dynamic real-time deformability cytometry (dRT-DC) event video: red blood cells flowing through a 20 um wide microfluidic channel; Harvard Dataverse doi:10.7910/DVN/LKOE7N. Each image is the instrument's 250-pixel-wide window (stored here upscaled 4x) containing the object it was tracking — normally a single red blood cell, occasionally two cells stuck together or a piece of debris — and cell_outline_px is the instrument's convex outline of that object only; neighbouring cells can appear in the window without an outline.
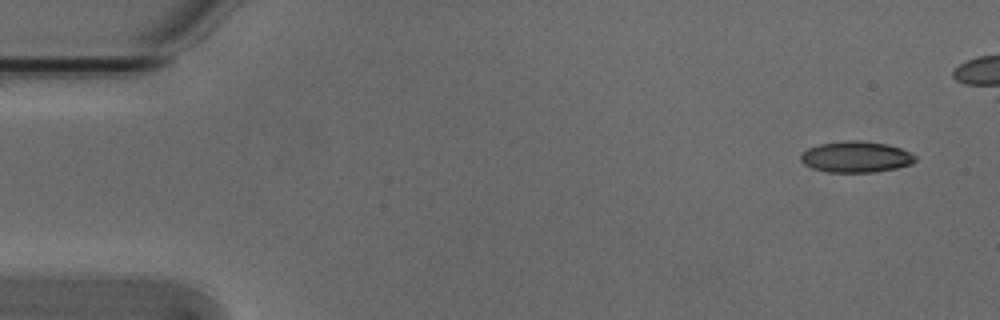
{"species": "Egyptian fruit bat (a non-hibernating species)", "species_latin": "Rousettus aegyptiacus", "temperature_condition": "cold", "stored_images_in_passage": 6, "camera_frame_rate_fps": 3000, "um_per_image_px": 0.085, "animal": {"sex": "male"}, "frame": {"image": 1, "passage_image": 1, "time_ms": 0.0, "image_size_px": [1000, 320], "cell_outline_px": [[916, 160], [912, 164], [896, 168], [876, 172], [828, 172], [812, 168], [804, 164], [800, 160], [800, 152], [808, 148], [820, 144], [844, 140], [860, 140], [888, 144], [912, 152], [916, 156]], "centroid_in_image_um": [72.76, 13.33], "position_along_channel_um": 12.2, "area_um2": 21.04}}